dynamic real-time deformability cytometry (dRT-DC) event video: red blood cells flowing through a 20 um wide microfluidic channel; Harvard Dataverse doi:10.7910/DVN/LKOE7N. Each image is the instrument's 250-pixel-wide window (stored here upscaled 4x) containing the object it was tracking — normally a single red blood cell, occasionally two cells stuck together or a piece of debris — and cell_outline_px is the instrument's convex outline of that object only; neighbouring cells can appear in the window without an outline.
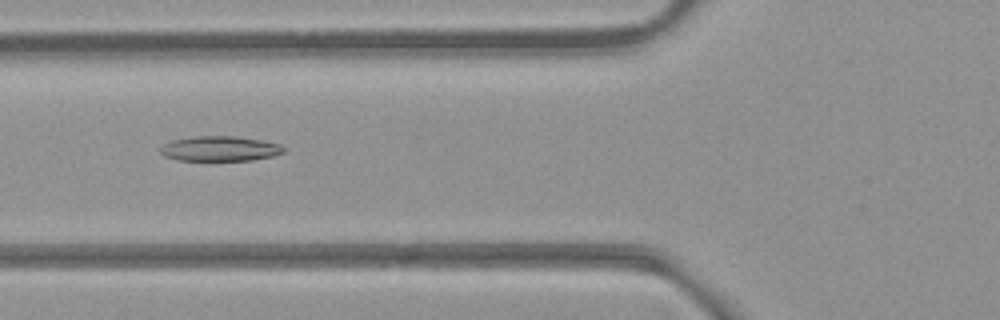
{"species": "common noctule bat (a hibernating species)", "species_latin": "Nyctalus noctula", "temperature_condition": "room temperature", "stored_images_in_passage": 53, "camera_frame_rate_fps": 3000, "um_per_image_px": 0.085, "animal": {"sex": "female", "body_mass_g": 21.9}, "frame": {"image": 1, "passage_image": 21, "time_ms": 6.667, "image_size_px": [1000, 320], "cell_outline_px": [[284, 152], [272, 156], [252, 160], [180, 160], [164, 156], [160, 152], [160, 148], [164, 144], [172, 140], [192, 136], [236, 136], [260, 140], [280, 144], [284, 148]], "centroid_in_image_um": [18.68, 12.63], "position_along_channel_um": 107.1, "area_um2": 17.86}}
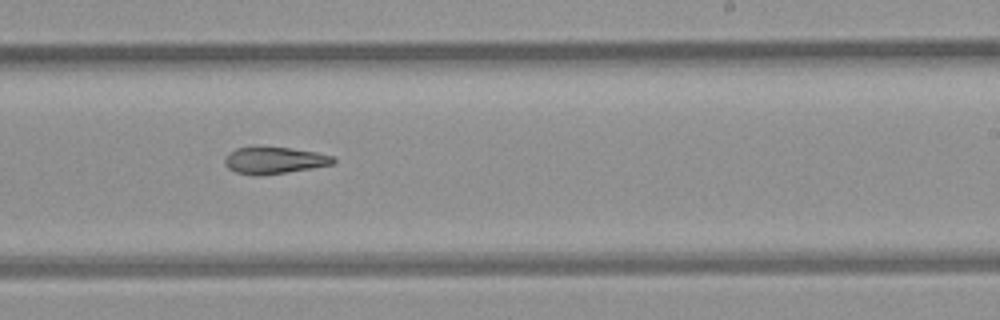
{"frame": {"image": 2, "passage_image": 33, "time_ms": 10.667, "image_size_px": [1000, 320], "cell_outline_px": [[336, 160], [332, 164], [312, 168], [260, 176], [256, 176], [236, 172], [228, 168], [224, 164], [224, 160], [228, 152], [236, 148], [252, 144], [256, 144], [288, 148], [316, 152], [332, 156]], "centroid_in_image_um": [23.22, 13.59], "position_along_channel_um": 265.8, "area_um2": 17.46}}
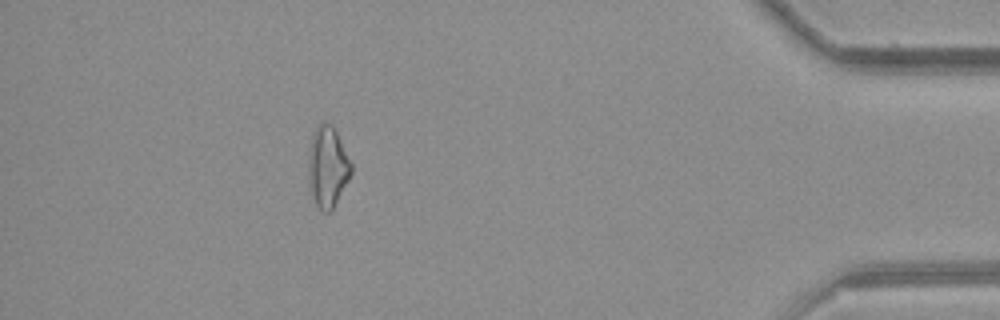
{"frame": {"image": 3, "passage_image": 48, "time_ms": 15.667, "image_size_px": [1000, 320], "cell_outline_px": [[352, 172], [348, 180], [332, 208], [328, 212], [324, 212], [316, 204], [308, 184], [308, 160], [312, 136], [320, 120], [324, 120], [332, 124], [352, 164]], "centroid_in_image_um": [27.83, 14.13], "position_along_channel_um": 407.4, "area_um2": 19.94}}